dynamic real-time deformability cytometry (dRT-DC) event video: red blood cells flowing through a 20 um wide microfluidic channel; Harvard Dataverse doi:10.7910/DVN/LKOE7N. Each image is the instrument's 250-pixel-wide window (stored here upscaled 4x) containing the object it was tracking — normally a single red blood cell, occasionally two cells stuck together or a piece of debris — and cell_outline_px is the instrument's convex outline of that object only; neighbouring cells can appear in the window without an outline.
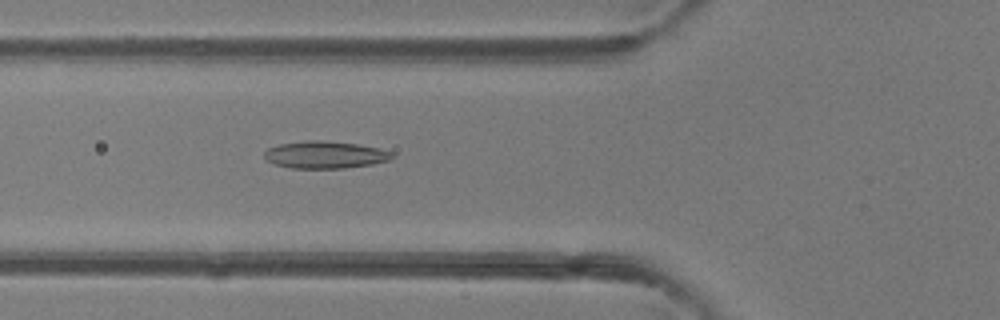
{"species": "common noctule bat (a hibernating species)", "species_latin": "Nyctalus noctula", "temperature_condition": "room temperature", "stored_images_in_passage": 36, "camera_frame_rate_fps": 3000, "um_per_image_px": 0.085, "animal": {"sex": "female"}, "frame": {"image": 1, "passage_image": 6, "time_ms": 1.667, "image_size_px": [1000, 320], "cell_outline_px": [[392, 156], [388, 160], [372, 164], [344, 168], [292, 168], [276, 164], [264, 160], [264, 152], [268, 148], [280, 144], [304, 140], [320, 140], [356, 144], [380, 148], [392, 152]], "centroid_in_image_um": [27.59, 13.15], "position_along_channel_um": 98.2, "area_um2": 20.17}}
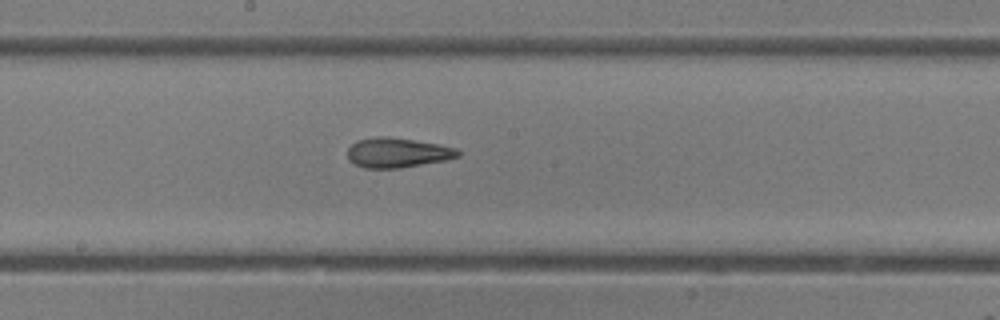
{"frame": {"image": 2, "passage_image": 14, "time_ms": 4.333, "image_size_px": [1000, 320], "cell_outline_px": [[460, 156], [448, 160], [400, 168], [364, 168], [348, 160], [348, 148], [356, 140], [376, 136], [388, 136], [436, 144], [456, 148], [460, 152]], "centroid_in_image_um": [33.77, 12.98], "position_along_channel_um": 214.4, "area_um2": 19.19}}
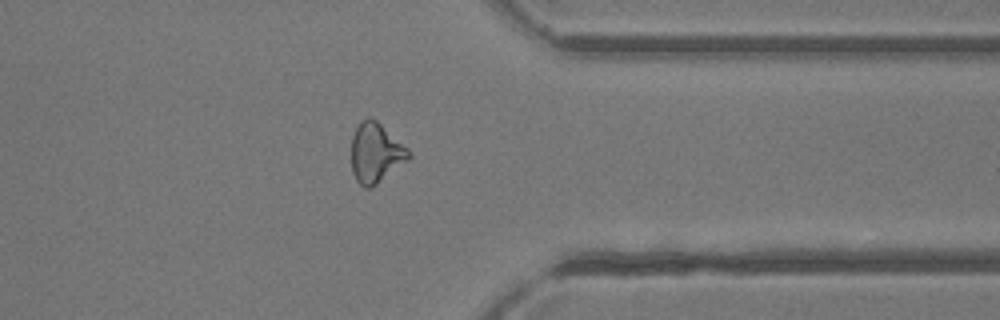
{"frame": {"image": 3, "passage_image": 26, "time_ms": 8.333, "image_size_px": [1000, 320], "cell_outline_px": [[412, 156], [408, 160], [372, 188], [364, 188], [356, 180], [352, 172], [352, 136], [360, 120], [368, 116], [372, 116], [408, 148], [412, 152]], "centroid_in_image_um": [31.94, 12.98], "position_along_channel_um": 379.5, "area_um2": 20.17}, "authors_computed_cell_mechanics": {"area_um2": 19.5942, "velocity_mm_per_s": 4.3233, "shape_relaxation_time_tau1_ms": 4.7702, "shape_relaxation_time_tau2_ms": 2.1946, "deformation_change_tau1": 0.1669, "deformation_change_tau2": 0.1174}}